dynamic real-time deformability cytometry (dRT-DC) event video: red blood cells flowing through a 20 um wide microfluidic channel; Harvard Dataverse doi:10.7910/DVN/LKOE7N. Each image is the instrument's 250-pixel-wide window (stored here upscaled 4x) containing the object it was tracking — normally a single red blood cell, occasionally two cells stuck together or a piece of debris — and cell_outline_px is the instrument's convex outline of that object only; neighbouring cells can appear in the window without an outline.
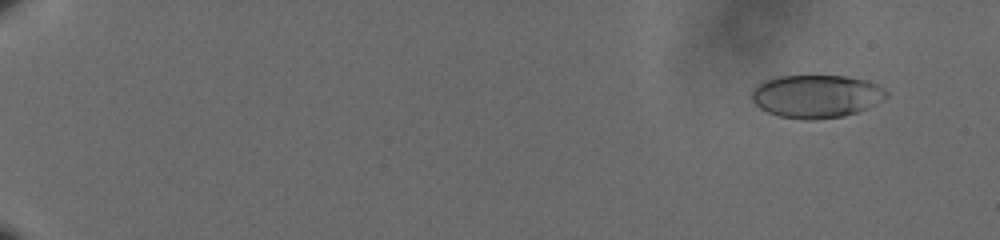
{"species": "human", "species_latin": "Homo sapiens", "temperature_condition": "cold", "stored_images_in_passage": 62, "camera_frame_rate_fps": 3000, "um_per_image_px": 0.085, "donor": {"sex": "male"}, "frame": {"image": 1, "passage_image": 6, "time_ms": 1.667, "image_size_px": [1000, 240], "cell_outline_px": [[888, 96], [856, 112], [844, 116], [816, 120], [800, 120], [780, 116], [768, 112], [760, 108], [752, 100], [752, 92], [764, 80], [780, 76], [848, 76], [868, 80], [884, 88], [888, 92]], "centroid_in_image_um": [69.39, 8.18], "position_along_channel_um": 15.6, "area_um2": 33.58}}
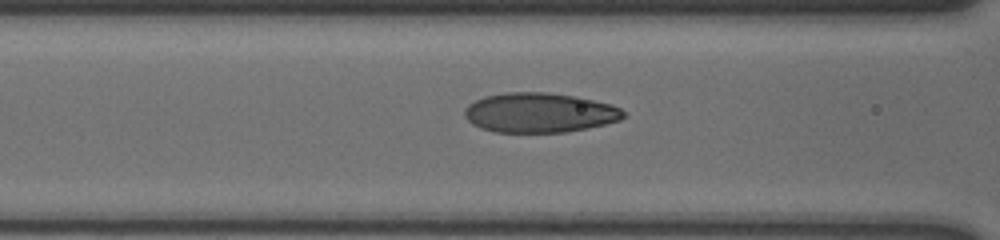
{"frame": {"image": 2, "passage_image": 30, "time_ms": 9.667, "image_size_px": [1000, 240], "cell_outline_px": [[624, 116], [620, 120], [588, 128], [564, 132], [496, 132], [480, 128], [472, 124], [464, 116], [464, 108], [468, 104], [484, 96], [508, 92], [544, 92], [576, 96], [612, 104], [620, 108], [624, 112]], "centroid_in_image_um": [45.84, 9.57], "position_along_channel_um": 120.8, "area_um2": 36.82}}
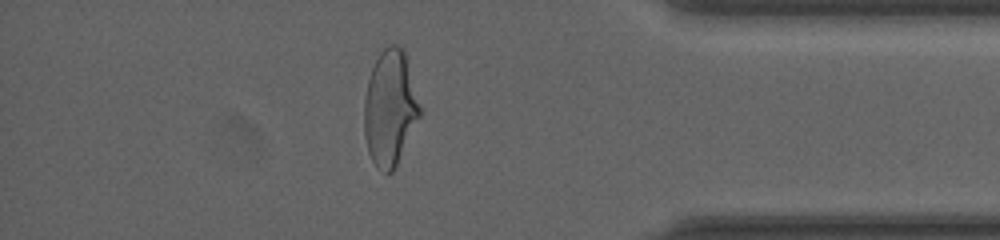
{"frame": {"image": 3, "passage_image": 55, "time_ms": 18.0, "image_size_px": [1000, 240], "cell_outline_px": [[420, 116], [392, 172], [388, 176], [376, 168], [368, 152], [364, 136], [364, 100], [368, 80], [372, 68], [380, 52], [388, 44], [396, 44], [404, 52], [420, 108]], "centroid_in_image_um": [33.11, 9.23], "position_along_channel_um": 402.1, "area_um2": 36.93}, "authors_computed_cell_mechanics": {"area_um2": 35.6915, "velocity_mm_per_s": 3.6047, "shape_relaxation_time_tau1_ms": 4.9316, "shape_relaxation_time_tau2_ms": 0.7499, "deformation_change_tau1": 0.1688, "deformation_change_tau2": 0.0563}}